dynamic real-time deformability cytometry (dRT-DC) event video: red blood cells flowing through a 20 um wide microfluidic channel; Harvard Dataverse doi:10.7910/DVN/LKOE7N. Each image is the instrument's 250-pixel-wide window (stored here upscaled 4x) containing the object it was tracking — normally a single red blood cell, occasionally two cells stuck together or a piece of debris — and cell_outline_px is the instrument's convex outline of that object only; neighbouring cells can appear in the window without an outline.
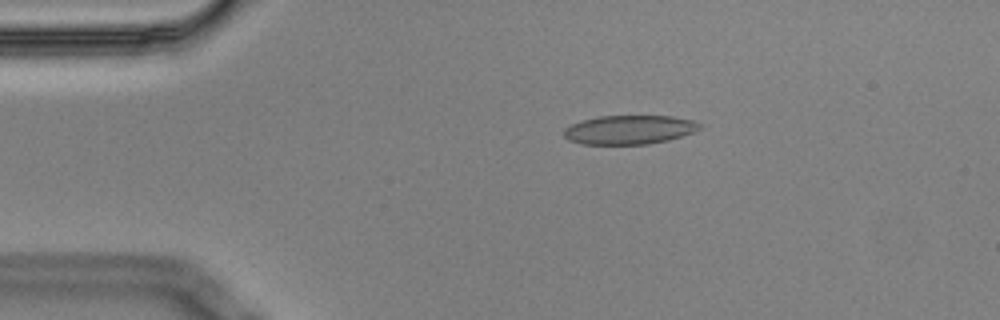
{"species": "Egyptian fruit bat (a non-hibernating species)", "species_latin": "Rousettus aegyptiacus", "temperature_condition": "cold", "stored_images_in_passage": 8, "camera_frame_rate_fps": 3000, "um_per_image_px": 0.085, "animal": {"sex": "male"}, "frame": {"image": 1, "passage_image": 1, "time_ms": 0.0, "image_size_px": [1000, 320], "cell_outline_px": [[704, 124], [700, 128], [692, 132], [668, 140], [648, 144], [580, 144], [568, 140], [564, 136], [564, 128], [572, 124], [584, 120], [600, 116], [672, 116], [692, 120]], "centroid_in_image_um": [53.49, 11.03], "position_along_channel_um": 31.5, "area_um2": 22.83}}
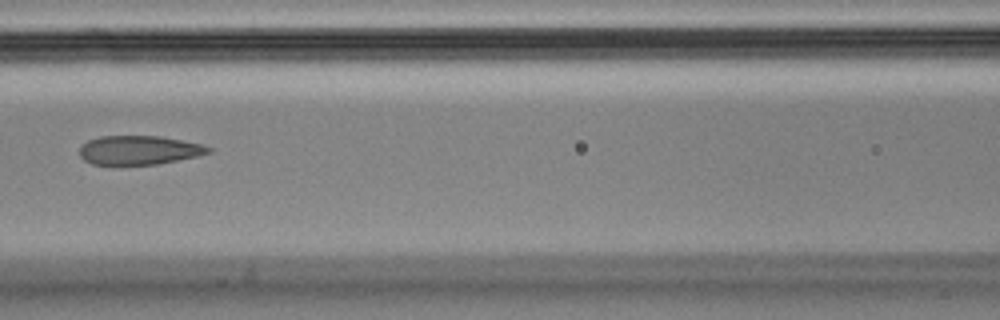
{"frame": {"image": 2, "passage_image": 5, "time_ms": 1.333, "image_size_px": [1000, 320], "cell_outline_px": [[212, 152], [196, 156], [156, 164], [92, 164], [84, 160], [80, 156], [80, 148], [88, 140], [100, 136], [160, 136], [200, 144], [212, 148]], "centroid_in_image_um": [11.8, 12.75], "position_along_channel_um": 154.8, "area_um2": 21.44}}
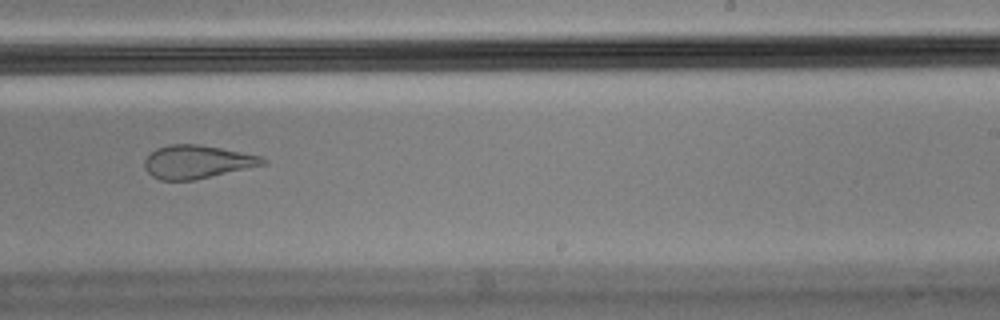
{"frame": {"image": 3, "passage_image": 8, "time_ms": 2.333, "image_size_px": [1000, 320], "cell_outline_px": [[268, 160], [264, 164], [196, 180], [160, 180], [152, 176], [144, 168], [144, 160], [156, 148], [168, 144], [200, 144], [260, 156]], "centroid_in_image_um": [16.71, 13.76], "position_along_channel_um": 272.3, "area_um2": 22.77}}